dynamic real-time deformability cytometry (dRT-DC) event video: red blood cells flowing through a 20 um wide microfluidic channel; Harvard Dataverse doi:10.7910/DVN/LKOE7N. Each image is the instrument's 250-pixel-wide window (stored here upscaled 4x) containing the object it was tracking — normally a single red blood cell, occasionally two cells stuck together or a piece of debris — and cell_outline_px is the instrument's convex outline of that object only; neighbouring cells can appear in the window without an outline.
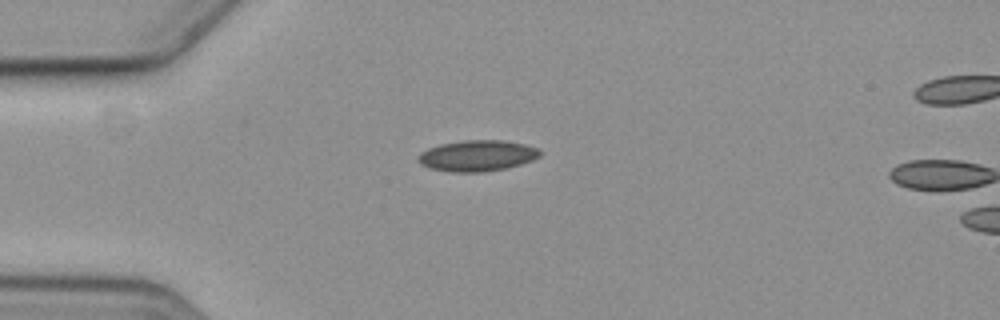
{"species": "common noctule bat (a hibernating species)", "species_latin": "Nyctalus noctula", "temperature_condition": "cold", "stored_images_in_passage": 2, "camera_frame_rate_fps": 3000, "um_per_image_px": 0.085, "animal": {"sex": "female", "body_mass_g": 19.3, "forearm_length_mm": 54.1}, "frame": {"image": 1, "passage_image": 1, "time_ms": 0.0, "image_size_px": [1000, 320], "cell_outline_px": [[544, 152], [540, 156], [532, 160], [508, 168], [484, 172], [448, 172], [428, 168], [420, 164], [416, 160], [416, 156], [420, 152], [428, 148], [440, 144], [464, 140], [504, 140], [524, 144], [540, 148]], "centroid_in_image_um": [40.56, 13.24], "position_along_channel_um": 44.4, "area_um2": 22.48}}